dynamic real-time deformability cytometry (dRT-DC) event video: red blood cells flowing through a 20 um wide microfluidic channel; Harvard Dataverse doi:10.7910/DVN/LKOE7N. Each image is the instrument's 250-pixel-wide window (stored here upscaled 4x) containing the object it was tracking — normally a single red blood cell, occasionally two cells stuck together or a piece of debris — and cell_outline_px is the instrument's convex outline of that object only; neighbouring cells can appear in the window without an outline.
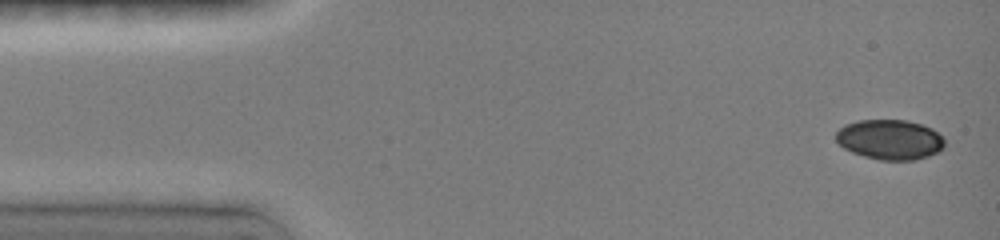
{"species": "common noctule bat (a hibernating species)", "species_latin": "Nyctalus noctula", "temperature_condition": "room temperature", "stored_images_in_passage": 33, "camera_frame_rate_fps": 3000, "um_per_image_px": 0.085, "animal": {"sex": "female", "body_mass_g": 19.0, "forearm_length_mm": 51.5}, "frame": {"image": 1, "passage_image": 1, "time_ms": 0.0, "image_size_px": [1000, 240], "cell_outline_px": [[944, 148], [928, 156], [916, 160], [880, 160], [864, 156], [852, 152], [844, 148], [836, 140], [836, 132], [844, 124], [860, 120], [908, 120], [932, 128], [944, 140]], "centroid_in_image_um": [75.63, 11.86], "position_along_channel_um": 9.4, "area_um2": 25.26}}
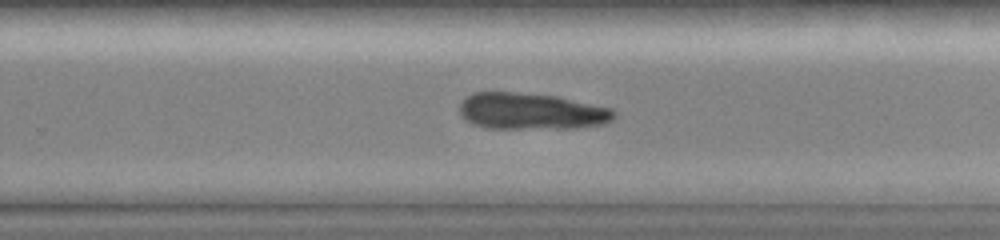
{"frame": {"image": 2, "passage_image": 29, "time_ms": 9.667, "image_size_px": [1000, 240], "cell_outline_px": [[616, 116], [612, 120], [604, 124], [576, 128], [484, 128], [472, 124], [460, 116], [460, 104], [472, 92], [512, 92], [556, 96], [612, 108], [616, 112]], "centroid_in_image_um": [45.16, 9.47], "position_along_channel_um": 284.6, "area_um2": 32.95}}
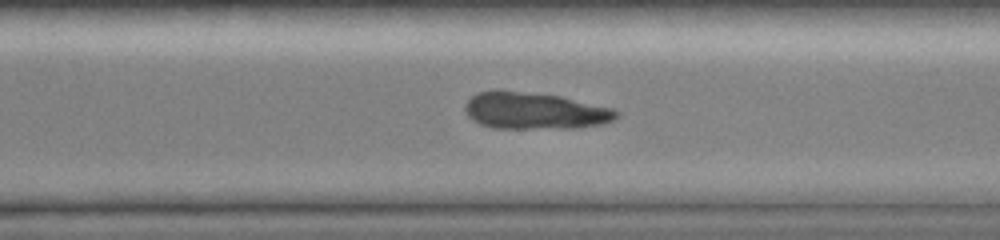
{"frame": {"image": 3, "passage_image": 33, "time_ms": 10.667, "image_size_px": [1000, 240], "cell_outline_px": [[620, 116], [604, 124], [576, 128], [492, 128], [480, 124], [472, 120], [468, 116], [464, 108], [464, 104], [472, 96], [480, 92], [516, 92], [560, 96], [612, 108], [620, 112]], "centroid_in_image_um": [45.49, 9.45], "position_along_channel_um": 325.1, "area_um2": 31.96}}